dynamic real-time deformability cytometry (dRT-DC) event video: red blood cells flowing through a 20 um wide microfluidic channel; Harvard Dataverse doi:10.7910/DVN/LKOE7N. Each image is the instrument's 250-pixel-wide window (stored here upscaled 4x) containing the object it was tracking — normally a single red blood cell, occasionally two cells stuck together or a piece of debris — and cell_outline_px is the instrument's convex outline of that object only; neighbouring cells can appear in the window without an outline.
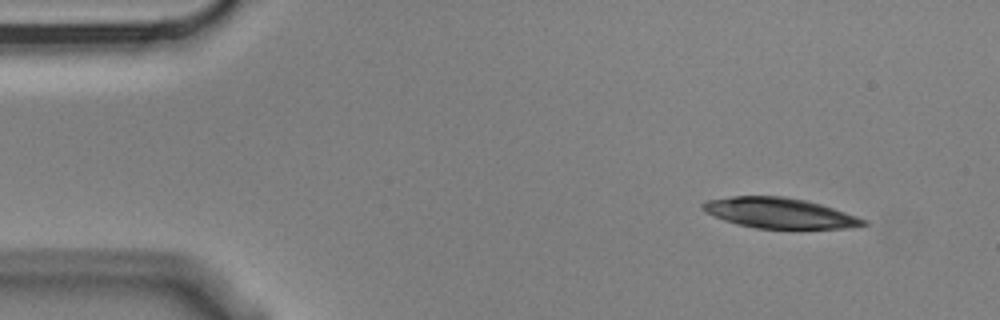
{"species": "Egyptian fruit bat (a non-hibernating species)", "species_latin": "Rousettus aegyptiacus", "temperature_condition": "cold", "stored_images_in_passage": 3, "camera_frame_rate_fps": 3000, "um_per_image_px": 0.085, "animal": {"sex": "male"}, "frame": {"image": 1, "passage_image": 1, "time_ms": 0.0, "image_size_px": [1000, 320], "cell_outline_px": [[868, 224], [852, 228], [756, 228], [736, 224], [724, 220], [704, 212], [700, 208], [700, 204], [708, 200], [732, 196], [784, 196], [804, 200], [820, 204], [868, 220]], "centroid_in_image_um": [66.22, 18.11], "position_along_channel_um": 18.8, "area_um2": 28.32}}
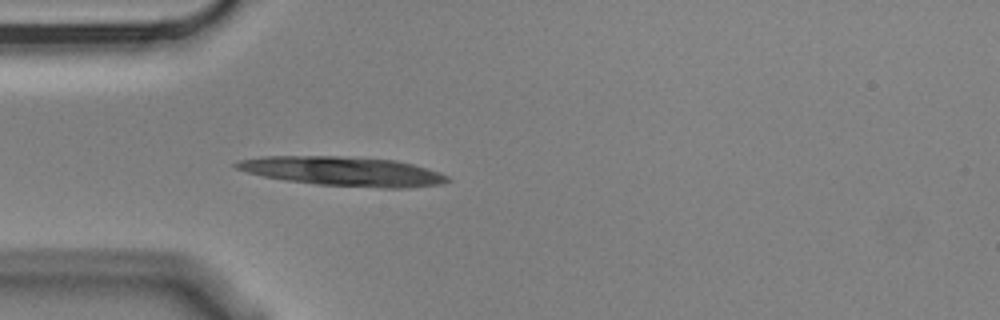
{"frame": {"image": 2, "passage_image": 3, "time_ms": 0.667, "image_size_px": [1000, 320], "cell_outline_px": [[452, 180], [440, 184], [408, 188], [384, 188], [316, 184], [284, 180], [264, 176], [248, 172], [236, 168], [232, 164], [240, 160], [264, 156], [340, 156], [396, 160], [412, 164], [440, 172], [448, 176]], "centroid_in_image_um": [29.18, 14.56], "position_along_channel_um": 55.8, "area_um2": 35.95}}